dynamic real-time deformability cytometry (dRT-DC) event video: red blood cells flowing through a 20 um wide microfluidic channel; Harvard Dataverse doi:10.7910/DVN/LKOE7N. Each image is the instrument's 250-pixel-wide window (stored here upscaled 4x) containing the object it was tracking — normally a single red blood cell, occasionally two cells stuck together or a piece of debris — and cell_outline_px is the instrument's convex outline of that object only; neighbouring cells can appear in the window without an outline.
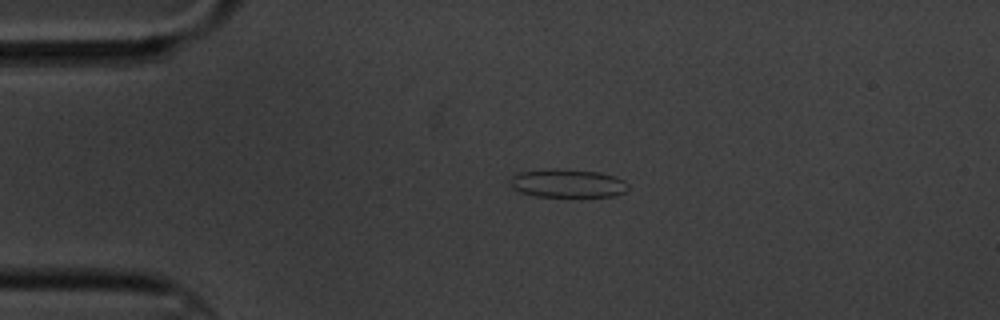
{"species": "common noctule bat (a hibernating species)", "species_latin": "Nyctalus noctula", "temperature_condition": "cold", "stored_images_in_passage": 2, "camera_frame_rate_fps": 3000, "um_per_image_px": 0.085, "animal": {"sex": "male", "body_mass_g": 20.1, "forearm_length_mm": 53.5}, "frame": {"image": 1, "passage_image": 1, "time_ms": 0.0, "image_size_px": [1000, 320], "cell_outline_px": [[628, 188], [624, 192], [616, 196], [536, 196], [520, 192], [512, 188], [512, 176], [520, 172], [600, 172], [616, 176], [624, 180], [628, 184]], "centroid_in_image_um": [48.34, 15.64], "position_along_channel_um": 36.7, "area_um2": 18.26}}